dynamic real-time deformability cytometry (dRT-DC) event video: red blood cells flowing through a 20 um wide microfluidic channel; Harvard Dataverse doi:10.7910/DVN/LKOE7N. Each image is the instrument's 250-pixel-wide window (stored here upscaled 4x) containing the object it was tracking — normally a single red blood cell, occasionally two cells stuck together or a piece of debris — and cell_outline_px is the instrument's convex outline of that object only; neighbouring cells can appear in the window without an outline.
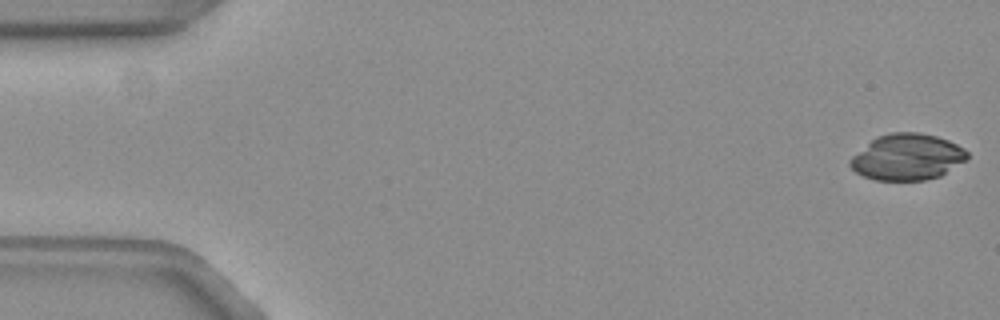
{"species": "common noctule bat (a hibernating species)", "species_latin": "Nyctalus noctula", "temperature_condition": "warm", "stored_images_in_passage": 11, "camera_frame_rate_fps": 3000, "um_per_image_px": 0.085, "animal": {"sex": "female", "body_mass_g": 19.3, "forearm_length_mm": 54.1}, "frame": {"image": 1, "passage_image": 1, "time_ms": 0.0, "image_size_px": [1000, 320], "cell_outline_px": [[968, 156], [964, 160], [940, 176], [924, 180], [876, 180], [864, 176], [856, 172], [848, 164], [852, 156], [876, 136], [892, 132], [920, 132], [936, 136], [948, 140], [964, 148], [968, 152]], "centroid_in_image_um": [77.09, 13.33], "position_along_channel_um": 7.9, "area_um2": 31.33}}